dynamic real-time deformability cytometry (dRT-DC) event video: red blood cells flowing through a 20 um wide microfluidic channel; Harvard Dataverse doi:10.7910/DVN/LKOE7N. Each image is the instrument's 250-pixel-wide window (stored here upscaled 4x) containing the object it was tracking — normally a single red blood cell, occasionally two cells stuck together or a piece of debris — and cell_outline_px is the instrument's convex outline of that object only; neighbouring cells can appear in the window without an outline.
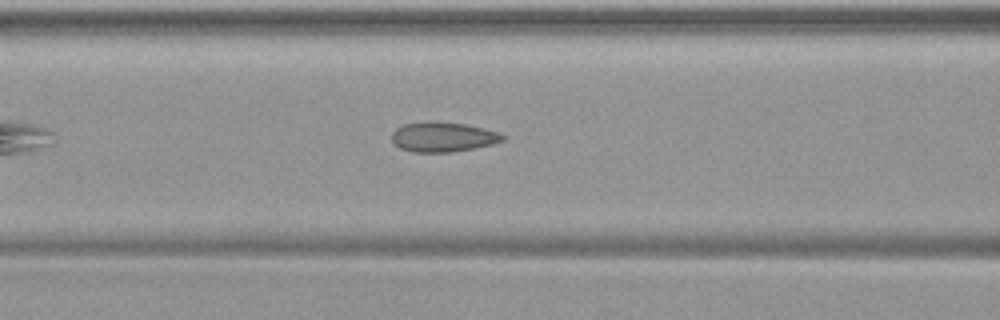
{"species": "common noctule bat (a hibernating species)", "species_latin": "Nyctalus noctula", "temperature_condition": "warm", "stored_images_in_passage": 39, "camera_frame_rate_fps": 3000, "um_per_image_px": 0.085, "animal": {"sex": "female", "body_mass_g": 19.9}, "frame": {"image": 1, "passage_image": 10, "time_ms": 3.0, "image_size_px": [1000, 320], "cell_outline_px": [[508, 136], [504, 140], [492, 144], [452, 152], [412, 152], [400, 148], [392, 140], [392, 132], [396, 128], [404, 124], [464, 124], [484, 128], [500, 132]], "centroid_in_image_um": [37.71, 11.68], "position_along_channel_um": 128.9, "area_um2": 18.55}}
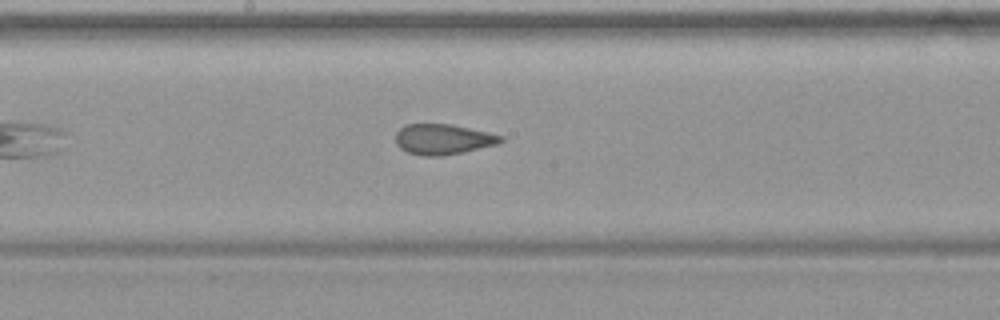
{"frame": {"image": 2, "passage_image": 16, "time_ms": 5.0, "image_size_px": [1000, 320], "cell_outline_px": [[504, 140], [496, 144], [460, 152], [440, 156], [424, 156], [408, 152], [400, 148], [396, 144], [396, 132], [404, 124], [452, 124], [488, 132], [504, 136]], "centroid_in_image_um": [37.63, 11.82], "position_along_channel_um": 210.6, "area_um2": 18.5}}
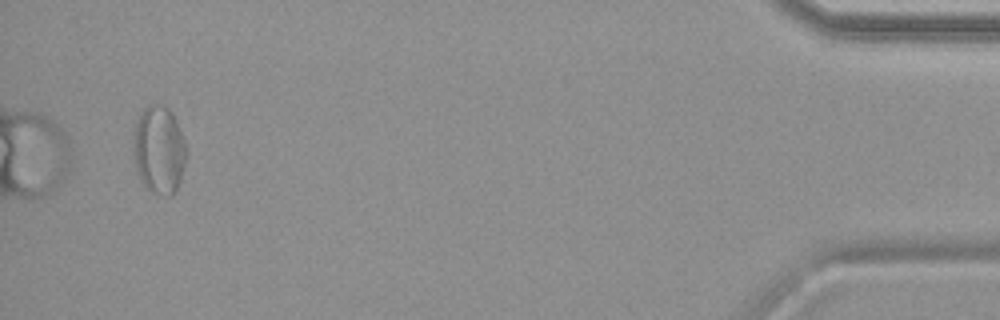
{"frame": {"image": 3, "passage_image": 37, "time_ms": 12.0, "image_size_px": [1000, 320], "cell_outline_px": [[188, 152], [180, 180], [176, 192], [168, 196], [152, 192], [140, 180], [132, 156], [132, 144], [136, 124], [140, 112], [148, 104], [160, 104], [168, 108], [172, 112], [176, 120], [184, 140]], "centroid_in_image_um": [13.51, 12.73], "position_along_channel_um": 421.7, "area_um2": 27.51}}